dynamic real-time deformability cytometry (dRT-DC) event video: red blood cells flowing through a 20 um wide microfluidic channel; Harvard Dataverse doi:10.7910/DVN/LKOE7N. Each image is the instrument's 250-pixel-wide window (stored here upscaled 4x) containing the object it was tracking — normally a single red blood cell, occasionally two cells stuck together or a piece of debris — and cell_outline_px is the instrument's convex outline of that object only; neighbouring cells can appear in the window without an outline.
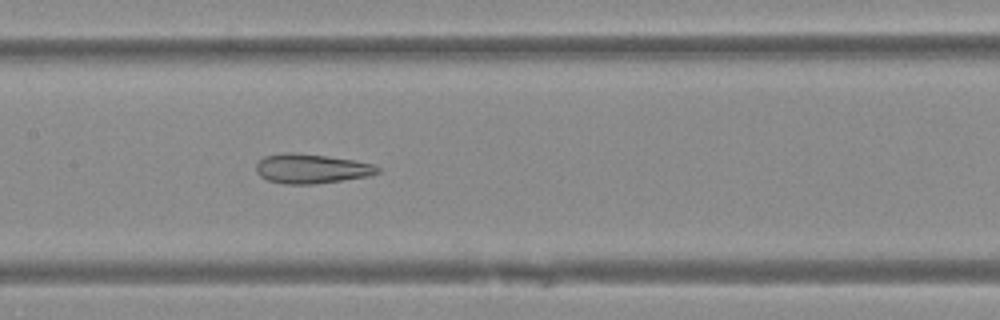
{"species": "Egyptian fruit bat (a non-hibernating species)", "species_latin": "Rousettus aegyptiacus", "temperature_condition": "warm", "stored_images_in_passage": 35, "camera_frame_rate_fps": 3000, "um_per_image_px": 0.085, "animal": {"sex": "female"}, "frame": {"image": 1, "passage_image": 10, "time_ms": 3.0, "image_size_px": [1000, 320], "cell_outline_px": [[380, 172], [368, 176], [316, 184], [284, 184], [268, 180], [260, 176], [256, 172], [256, 164], [264, 156], [280, 152], [296, 152], [356, 160], [372, 164], [380, 168]], "centroid_in_image_um": [26.44, 14.33], "position_along_channel_um": 181.0, "area_um2": 21.04}}
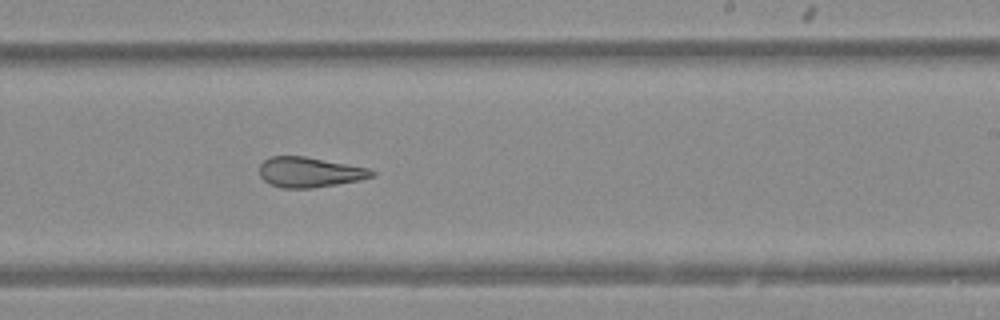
{"frame": {"image": 2, "passage_image": 16, "time_ms": 5.0, "image_size_px": [1000, 320], "cell_outline_px": [[376, 172], [372, 176], [360, 180], [312, 188], [280, 188], [268, 184], [260, 176], [260, 164], [264, 160], [272, 156], [304, 156], [368, 168]], "centroid_in_image_um": [26.27, 14.64], "position_along_channel_um": 262.7, "area_um2": 19.65}}
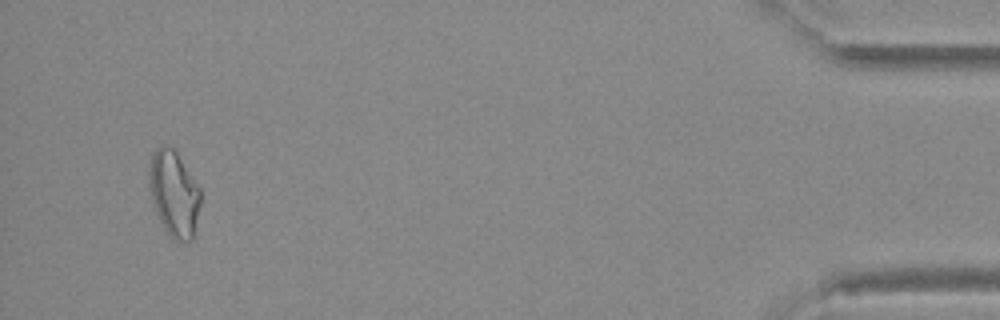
{"frame": {"image": 3, "passage_image": 33, "time_ms": 10.667, "image_size_px": [1000, 320], "cell_outline_px": [[200, 204], [192, 240], [172, 240], [164, 228], [156, 212], [152, 200], [148, 172], [148, 168], [152, 152], [160, 144], [164, 144], [172, 148], [176, 152], [200, 188]], "centroid_in_image_um": [14.77, 16.43], "position_along_channel_um": 420.4, "area_um2": 25.49}}